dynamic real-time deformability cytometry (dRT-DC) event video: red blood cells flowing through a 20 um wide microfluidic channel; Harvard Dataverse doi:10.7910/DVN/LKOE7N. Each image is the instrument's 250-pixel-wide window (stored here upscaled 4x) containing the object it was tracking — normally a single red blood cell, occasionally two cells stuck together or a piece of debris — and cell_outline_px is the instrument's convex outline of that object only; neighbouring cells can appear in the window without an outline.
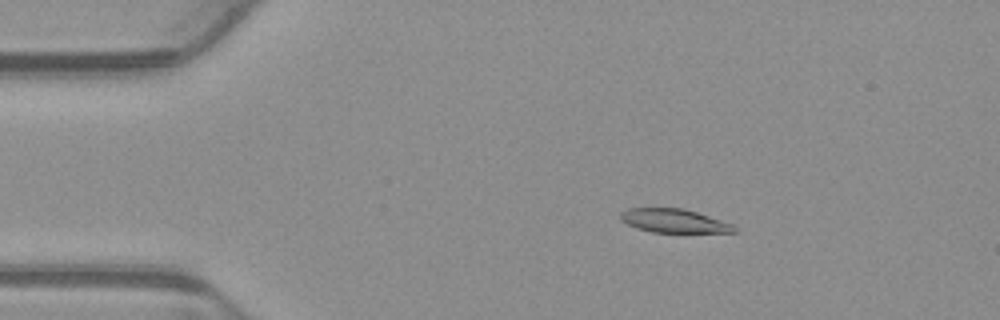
{"species": "common noctule bat (a hibernating species)", "species_latin": "Nyctalus noctula", "temperature_condition": "warm", "stored_images_in_passage": 5, "camera_frame_rate_fps": 3000, "um_per_image_px": 0.085, "animal": {"sex": "male", "body_mass_g": 23.1, "forearm_length_mm": 52.7}, "frame": {"image": 1, "passage_image": 2, "time_ms": 0.333, "image_size_px": [1000, 320], "cell_outline_px": [[736, 232], [652, 232], [636, 228], [620, 220], [620, 212], [628, 208], [684, 208], [732, 224], [736, 228]], "centroid_in_image_um": [57.24, 18.76], "position_along_channel_um": 27.8, "area_um2": 15.55}}
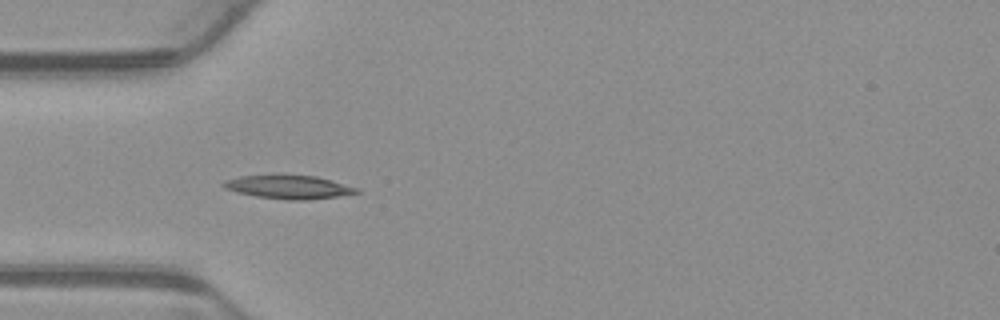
{"frame": {"image": 2, "passage_image": 4, "time_ms": 1.0, "image_size_px": [1000, 320], "cell_outline_px": [[360, 192], [336, 196], [304, 200], [288, 200], [256, 196], [224, 188], [220, 184], [224, 180], [240, 176], [316, 176], [332, 180], [360, 188]], "centroid_in_image_um": [24.56, 15.9], "position_along_channel_um": 60.4, "area_um2": 17.8}}
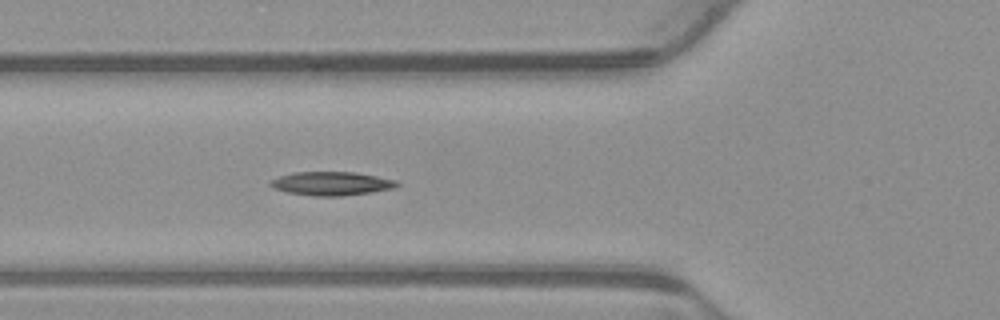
{"frame": {"image": 3, "passage_image": 5, "time_ms": 1.333, "image_size_px": [1000, 320], "cell_outline_px": [[400, 184], [396, 188], [372, 192], [340, 196], [316, 196], [288, 192], [272, 188], [268, 184], [272, 180], [280, 176], [292, 172], [356, 172], [396, 180]], "centroid_in_image_um": [28.19, 15.6], "position_along_channel_um": 97.6, "area_um2": 17.46}}